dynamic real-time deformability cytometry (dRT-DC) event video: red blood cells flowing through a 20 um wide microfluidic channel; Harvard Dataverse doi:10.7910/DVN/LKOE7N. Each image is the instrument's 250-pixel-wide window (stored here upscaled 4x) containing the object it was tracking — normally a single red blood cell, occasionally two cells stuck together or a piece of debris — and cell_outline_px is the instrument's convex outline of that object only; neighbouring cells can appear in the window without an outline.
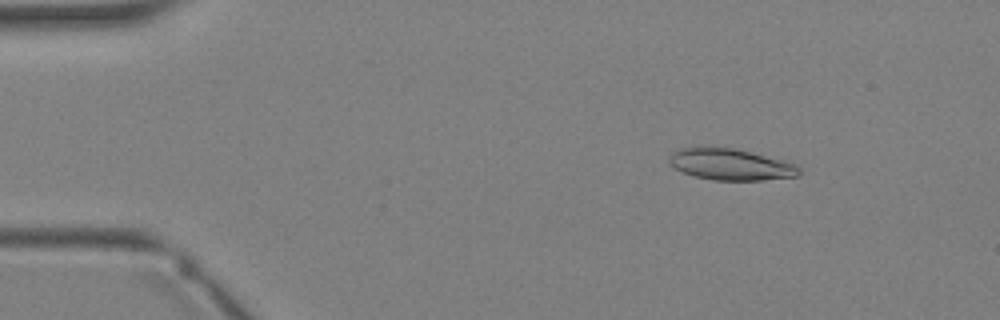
{"species": "Egyptian fruit bat (a non-hibernating species)", "species_latin": "Rousettus aegyptiacus", "temperature_condition": "warm", "stored_images_in_passage": 4, "camera_frame_rate_fps": 3000, "um_per_image_px": 0.085, "animal": {"sex": "female"}, "frame": {"image": 1, "passage_image": 2, "time_ms": 1.0, "image_size_px": [1000, 320], "cell_outline_px": [[800, 176], [760, 180], [712, 180], [696, 176], [684, 172], [676, 168], [668, 160], [668, 156], [672, 152], [680, 148], [736, 148], [784, 160], [796, 164], [800, 168]], "centroid_in_image_um": [62.16, 13.98], "position_along_channel_um": 22.8, "area_um2": 23.58}}